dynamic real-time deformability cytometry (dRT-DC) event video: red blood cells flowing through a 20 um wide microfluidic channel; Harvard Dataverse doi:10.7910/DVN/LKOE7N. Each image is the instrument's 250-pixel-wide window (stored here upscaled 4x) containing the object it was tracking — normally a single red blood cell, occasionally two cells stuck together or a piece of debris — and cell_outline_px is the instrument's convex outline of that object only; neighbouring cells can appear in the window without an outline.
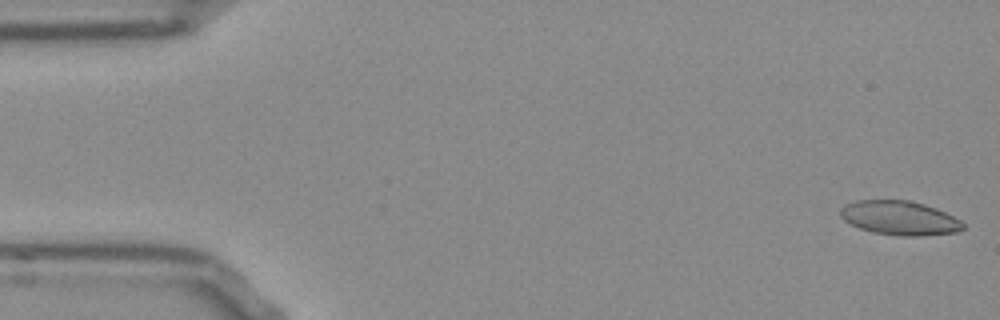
{"species": "Egyptian fruit bat (a non-hibernating species)", "species_latin": "Rousettus aegyptiacus", "temperature_condition": "room temperature", "stored_images_in_passage": 52, "camera_frame_rate_fps": 3000, "um_per_image_px": 0.085, "frame": {"image": 1, "passage_image": 1, "time_ms": 0.0, "image_size_px": [1000, 320], "cell_outline_px": [[964, 228], [956, 232], [920, 236], [904, 236], [872, 232], [860, 228], [844, 220], [840, 216], [840, 208], [844, 204], [856, 200], [908, 200], [924, 204], [936, 208], [960, 220], [964, 224]], "centroid_in_image_um": [76.44, 18.52], "position_along_channel_um": 8.6, "area_um2": 24.33}}
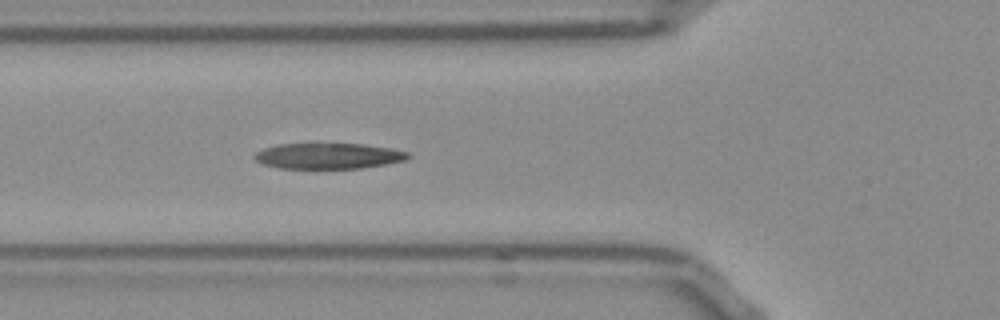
{"frame": {"image": 2, "passage_image": 18, "time_ms": 5.667, "image_size_px": [1000, 320], "cell_outline_px": [[412, 156], [404, 160], [388, 164], [360, 168], [316, 172], [280, 168], [264, 164], [256, 160], [252, 156], [256, 152], [264, 148], [276, 144], [316, 140], [364, 144], [388, 148], [408, 152]], "centroid_in_image_um": [27.83, 13.25], "position_along_channel_um": 98.0, "area_um2": 25.32}}
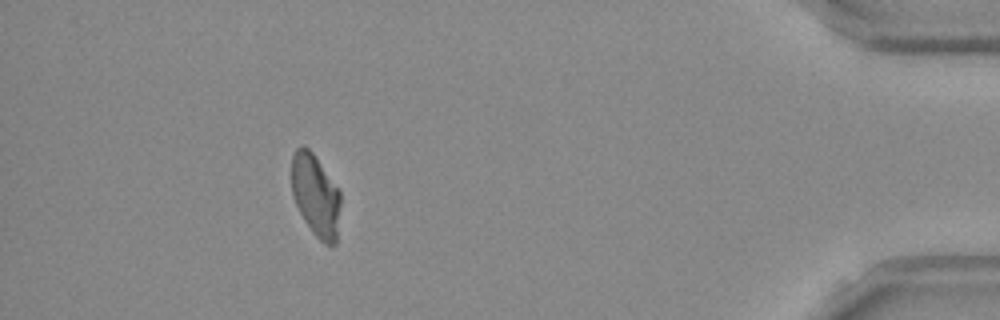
{"frame": {"image": 3, "passage_image": 47, "time_ms": 15.333, "image_size_px": [1000, 320], "cell_outline_px": [[340, 204], [336, 244], [324, 244], [312, 232], [304, 220], [292, 196], [292, 156], [296, 148], [304, 144], [312, 152], [340, 188]], "centroid_in_image_um": [26.84, 16.58], "position_along_channel_um": 408.4, "area_um2": 23.58}, "authors_computed_cell_mechanics": {"area_um2": 24.276, "velocity_mm_per_s": 3.8252, "shape_relaxation_time_tau1_ms": 7.9626, "shape_relaxation_time_tau2_ms": 2.5566, "deformation_change_tau1": 0.22, "deformation_change_tau2": 0.0866}}